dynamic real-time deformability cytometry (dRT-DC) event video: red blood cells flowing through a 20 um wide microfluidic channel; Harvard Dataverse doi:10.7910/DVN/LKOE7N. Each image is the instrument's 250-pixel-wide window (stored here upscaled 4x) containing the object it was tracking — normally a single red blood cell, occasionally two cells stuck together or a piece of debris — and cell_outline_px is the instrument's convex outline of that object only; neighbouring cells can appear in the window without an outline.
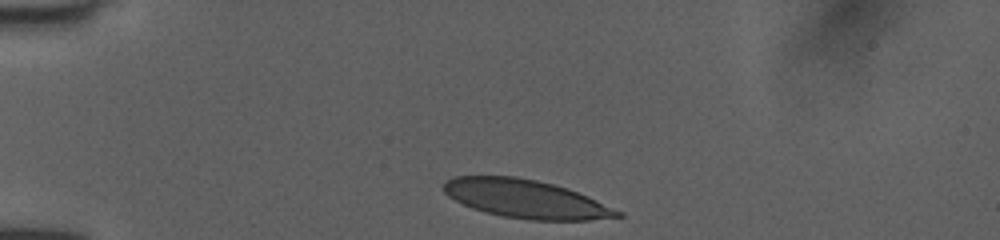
{"species": "human", "species_latin": "Homo sapiens", "temperature_condition": "room temperature", "stored_images_in_passage": 33, "camera_frame_rate_fps": 3000, "um_per_image_px": 0.085, "donor": {"sex": "female"}, "frame": {"image": 1, "passage_image": 1, "time_ms": 0.0, "image_size_px": [1000, 240], "cell_outline_px": [[624, 216], [588, 220], [532, 220], [504, 216], [484, 212], [472, 208], [448, 196], [444, 192], [444, 180], [452, 176], [516, 176], [536, 180], [568, 188], [588, 196], [624, 212]], "centroid_in_image_um": [44.7, 16.9], "position_along_channel_um": 40.3, "area_um2": 38.84}}
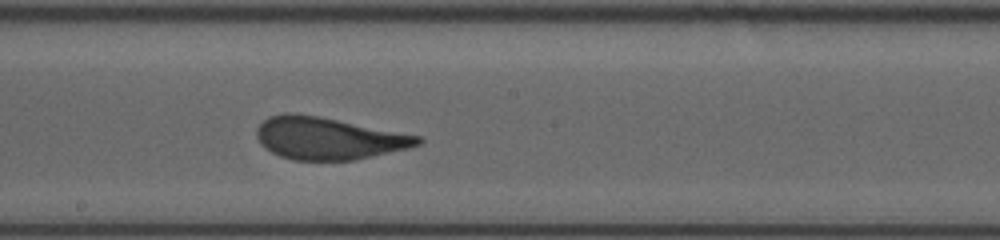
{"frame": {"image": 2, "passage_image": 18, "time_ms": 5.667, "image_size_px": [1000, 240], "cell_outline_px": [[424, 140], [420, 144], [408, 148], [352, 160], [292, 160], [280, 156], [264, 148], [260, 144], [256, 136], [256, 128], [268, 116], [284, 112], [292, 112], [320, 116], [420, 136]], "centroid_in_image_um": [27.85, 11.74], "position_along_channel_um": 220.3, "area_um2": 39.65}}
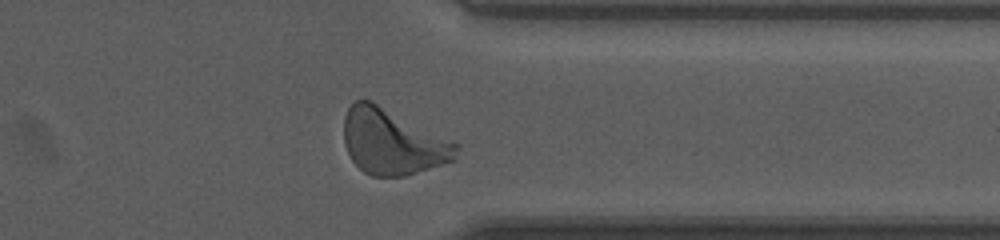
{"frame": {"image": 3, "passage_image": 30, "time_ms": 9.667, "image_size_px": [1000, 240], "cell_outline_px": [[460, 148], [456, 160], [404, 176], [372, 176], [364, 172], [352, 160], [344, 144], [344, 116], [348, 108], [356, 100], [368, 100], [452, 140], [460, 144]], "centroid_in_image_um": [33.38, 12.08], "position_along_channel_um": 378.0, "area_um2": 42.54}, "authors_computed_cell_mechanics": {"area_um2": 39.7086, "velocity_mm_per_s": 3.9952, "shape_relaxation_time_tau1_ms": 3.8442, "shape_relaxation_time_tau2_ms": null, "deformation_change_tau1": 0.1646, "deformation_change_tau2": null}}